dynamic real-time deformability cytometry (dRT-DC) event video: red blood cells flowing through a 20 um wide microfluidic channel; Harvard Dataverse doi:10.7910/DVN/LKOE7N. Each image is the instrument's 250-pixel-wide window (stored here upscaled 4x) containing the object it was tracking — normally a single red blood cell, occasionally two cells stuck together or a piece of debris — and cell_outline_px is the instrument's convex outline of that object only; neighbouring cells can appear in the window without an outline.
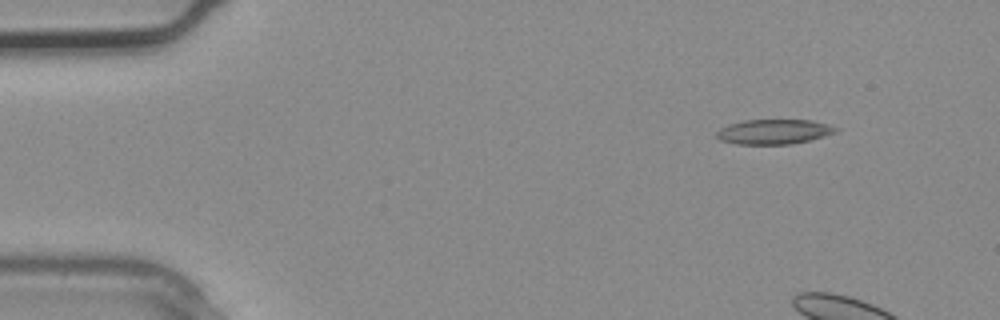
{"species": "common noctule bat (a hibernating species)", "species_latin": "Nyctalus noctula", "temperature_condition": "warm", "stored_images_in_passage": 3, "camera_frame_rate_fps": 3000, "um_per_image_px": 0.085, "animal": {"sex": "male", "body_mass_g": 20.4}, "frame": {"image": 1, "passage_image": 1, "time_ms": 0.0, "image_size_px": [1000, 320], "cell_outline_px": [[840, 128], [836, 132], [824, 136], [792, 144], [736, 144], [720, 140], [716, 136], [716, 132], [720, 128], [728, 124], [744, 120], [812, 120]], "centroid_in_image_um": [65.76, 11.19], "position_along_channel_um": 19.2, "area_um2": 17.22}}